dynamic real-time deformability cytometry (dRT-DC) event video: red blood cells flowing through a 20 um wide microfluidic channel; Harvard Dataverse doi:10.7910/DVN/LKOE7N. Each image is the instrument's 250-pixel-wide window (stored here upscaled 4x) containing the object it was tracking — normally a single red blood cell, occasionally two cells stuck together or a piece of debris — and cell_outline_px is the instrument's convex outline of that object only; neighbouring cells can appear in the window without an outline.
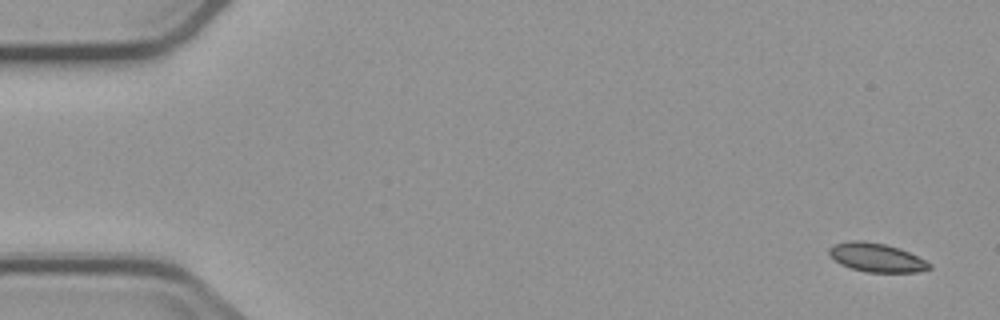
{"species": "common noctule bat (a hibernating species)", "species_latin": "Nyctalus noctula", "temperature_condition": "cold", "stored_images_in_passage": 5, "camera_frame_rate_fps": 3000, "um_per_image_px": 0.085, "animal": {"sex": "male", "body_mass_g": 23.1, "forearm_length_mm": 52.7}, "frame": {"image": 1, "passage_image": 1, "time_ms": 0.0, "image_size_px": [1000, 320], "cell_outline_px": [[932, 268], [916, 272], [868, 272], [852, 268], [840, 264], [828, 252], [828, 248], [836, 244], [848, 240], [864, 240], [884, 244], [900, 248], [932, 264]], "centroid_in_image_um": [74.5, 21.88], "position_along_channel_um": 10.5, "area_um2": 16.65}}
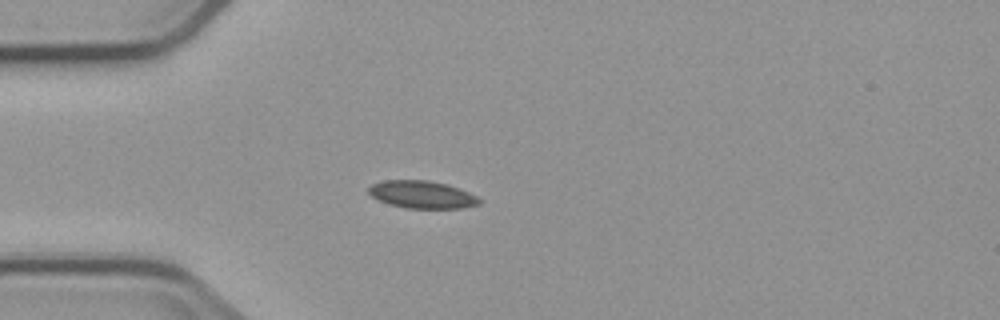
{"frame": {"image": 2, "passage_image": 5, "time_ms": 4.333, "image_size_px": [1000, 320], "cell_outline_px": [[480, 204], [460, 208], [408, 208], [388, 204], [372, 196], [368, 192], [368, 188], [372, 184], [384, 180], [428, 180], [448, 184], [468, 192], [476, 196], [480, 200]], "centroid_in_image_um": [35.86, 16.53], "position_along_channel_um": 49.1, "area_um2": 17.63}}